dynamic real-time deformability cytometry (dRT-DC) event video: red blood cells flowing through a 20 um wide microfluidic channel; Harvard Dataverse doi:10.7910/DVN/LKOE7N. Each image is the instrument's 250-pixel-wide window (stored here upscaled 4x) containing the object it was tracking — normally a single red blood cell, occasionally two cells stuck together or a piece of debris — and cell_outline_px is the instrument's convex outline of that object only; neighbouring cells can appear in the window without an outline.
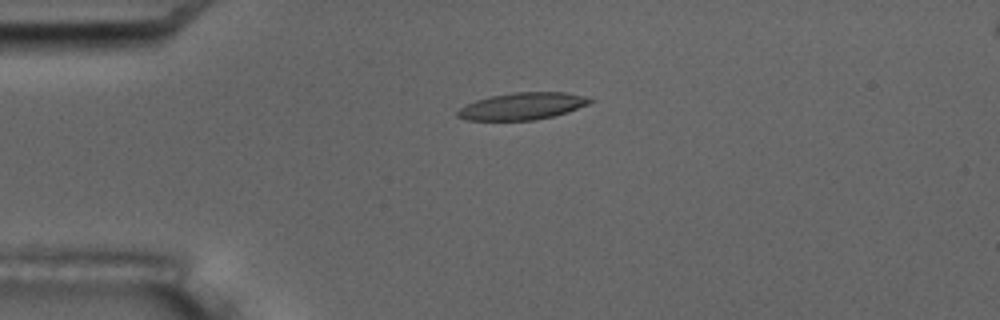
{"species": "common noctule bat (a hibernating species)", "species_latin": "Nyctalus noctula", "temperature_condition": "room temperature", "stored_images_in_passage": 4, "camera_frame_rate_fps": 3000, "um_per_image_px": 0.085, "animal": {"sex": "male", "body_mass_g": 17.5, "forearm_length_mm": 52.3}, "frame": {"image": 1, "passage_image": 4, "time_ms": 3.333, "image_size_px": [1000, 320], "cell_outline_px": [[596, 100], [588, 104], [568, 112], [536, 120], [468, 120], [456, 116], [456, 112], [460, 108], [476, 100], [492, 96], [512, 92], [564, 92], [584, 96]], "centroid_in_image_um": [44.41, 9.02], "position_along_channel_um": 40.6, "area_um2": 20.75}}